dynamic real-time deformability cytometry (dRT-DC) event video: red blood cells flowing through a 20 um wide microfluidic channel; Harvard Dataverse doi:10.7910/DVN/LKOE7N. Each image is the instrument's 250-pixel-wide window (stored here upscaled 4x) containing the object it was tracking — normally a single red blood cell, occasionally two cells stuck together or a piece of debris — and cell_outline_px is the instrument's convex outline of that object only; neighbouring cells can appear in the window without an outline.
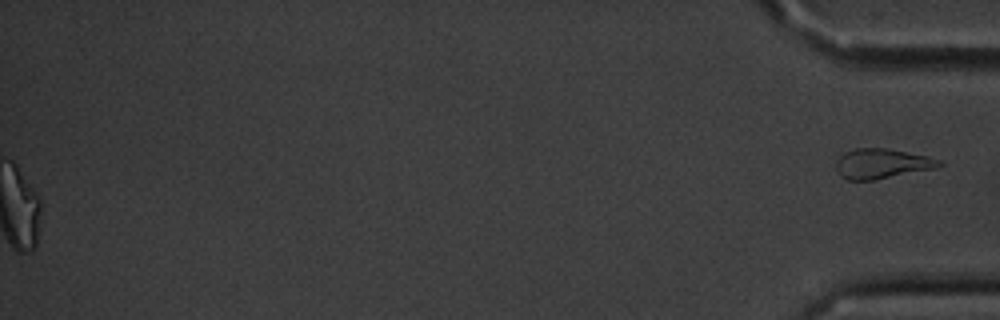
{"species": "common noctule bat (a hibernating species)", "species_latin": "Nyctalus noctula", "temperature_condition": "cold", "stored_images_in_passage": 57, "segment_of_instrument_passage": [2, 2], "camera_frame_rate_fps": 3000, "um_per_image_px": 0.085, "animal": {"sex": "male", "body_mass_g": 20.1, "forearm_length_mm": 53.5}, "frame": {"image": 1, "passage_image": 57, "time_ms": 18.667, "image_size_px": [1000, 320], "cell_outline_px": [[944, 164], [936, 168], [872, 180], [848, 180], [840, 176], [836, 168], [836, 160], [844, 152], [856, 148], [884, 148], [928, 156], [940, 160]], "centroid_in_image_um": [74.94, 13.91], "position_along_channel_um": 360.3, "area_um2": 17.86}}